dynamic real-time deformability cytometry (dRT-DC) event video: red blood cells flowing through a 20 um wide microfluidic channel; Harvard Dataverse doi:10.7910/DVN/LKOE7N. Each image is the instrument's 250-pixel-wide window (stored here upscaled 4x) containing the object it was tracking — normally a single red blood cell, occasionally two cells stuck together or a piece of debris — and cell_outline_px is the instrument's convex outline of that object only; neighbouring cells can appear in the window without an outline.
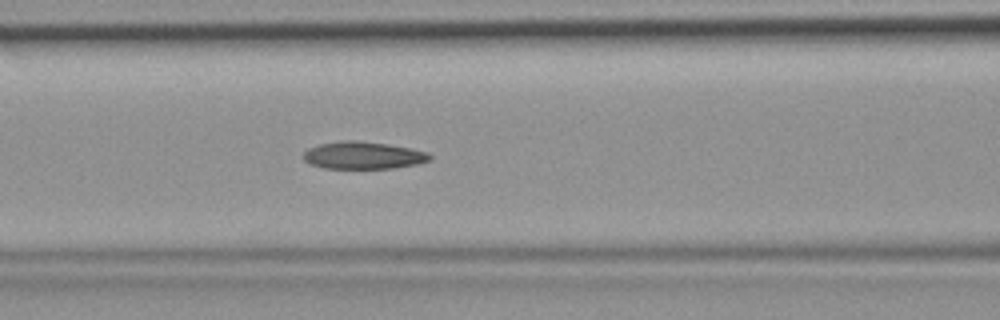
{"species": "common noctule bat (a hibernating species)", "species_latin": "Nyctalus noctula", "temperature_condition": "room temperature", "stored_images_in_passage": 33, "camera_frame_rate_fps": 3000, "um_per_image_px": 0.085, "animal": {"sex": "female", "body_mass_g": 19.9}, "frame": {"image": 1, "passage_image": 6, "time_ms": 1.667, "image_size_px": [1000, 320], "cell_outline_px": [[432, 160], [416, 164], [392, 168], [324, 168], [308, 164], [304, 160], [304, 152], [308, 148], [320, 144], [340, 140], [356, 140], [388, 144], [412, 148], [428, 152], [432, 156]], "centroid_in_image_um": [30.88, 13.2], "position_along_channel_um": 135.7, "area_um2": 20.29}}